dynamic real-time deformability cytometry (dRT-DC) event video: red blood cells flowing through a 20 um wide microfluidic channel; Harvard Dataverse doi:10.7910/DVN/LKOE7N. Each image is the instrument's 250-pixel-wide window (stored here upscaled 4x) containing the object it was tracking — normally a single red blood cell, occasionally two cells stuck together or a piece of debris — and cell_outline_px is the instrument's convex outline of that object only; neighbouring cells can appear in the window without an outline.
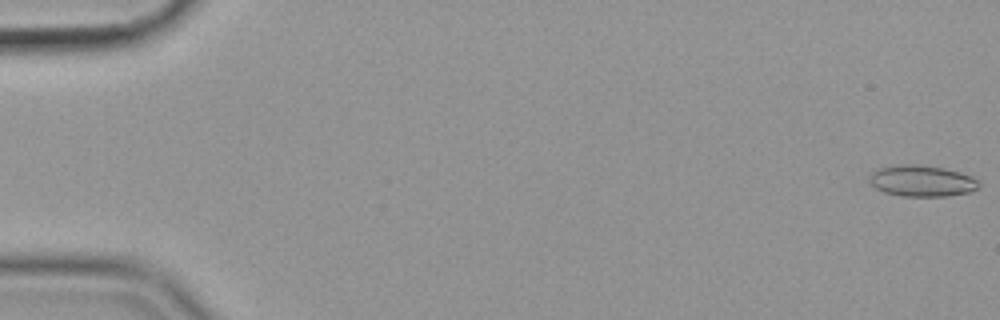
{"species": "common noctule bat (a hibernating species)", "species_latin": "Nyctalus noctula", "temperature_condition": "cold", "stored_images_in_passage": 57, "camera_frame_rate_fps": 3000, "um_per_image_px": 0.085, "animal": {"sex": "female", "body_mass_g": 19.9}, "frame": {"image": 1, "passage_image": 1, "time_ms": 0.0, "image_size_px": [1000, 320], "cell_outline_px": [[980, 184], [976, 188], [968, 192], [948, 196], [900, 196], [884, 192], [876, 188], [868, 180], [872, 172], [880, 168], [892, 164], [916, 164], [944, 168], [960, 172], [972, 176]], "centroid_in_image_um": [78.33, 15.37], "position_along_channel_um": 6.7, "area_um2": 19.94}}
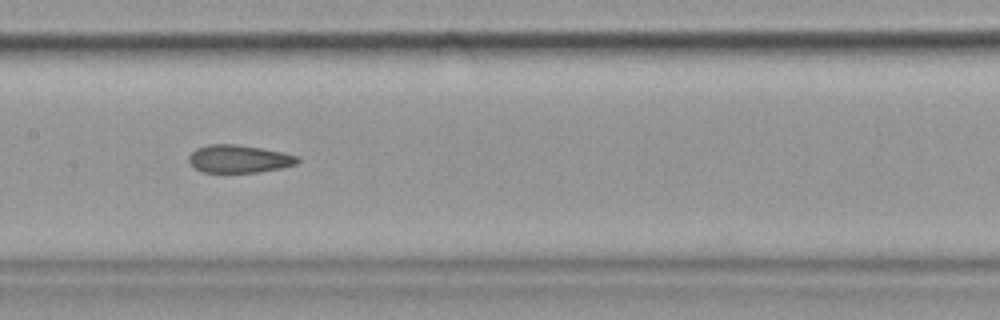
{"frame": {"image": 2, "passage_image": 29, "time_ms": 9.333, "image_size_px": [1000, 320], "cell_outline_px": [[300, 160], [296, 164], [280, 168], [260, 172], [200, 172], [188, 160], [188, 156], [196, 148], [208, 144], [236, 144], [260, 148], [280, 152], [296, 156]], "centroid_in_image_um": [20.27, 13.5], "position_along_channel_um": 187.1, "area_um2": 17.46}}
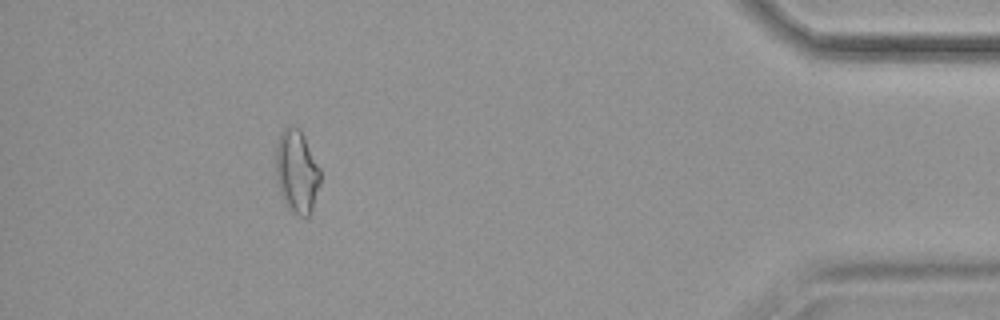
{"frame": {"image": 3, "passage_image": 52, "time_ms": 17.0, "image_size_px": [1000, 320], "cell_outline_px": [[320, 184], [312, 208], [308, 216], [300, 216], [284, 204], [276, 180], [276, 148], [280, 136], [284, 128], [300, 128], [320, 168]], "centroid_in_image_um": [25.23, 14.6], "position_along_channel_um": 410.0, "area_um2": 21.21}, "authors_computed_cell_mechanics": {"area_um2": 19.074, "velocity_mm_per_s": 3.5796, "shape_relaxation_time_tau1_ms": null, "shape_relaxation_time_tau2_ms": 2.6682, "deformation_change_tau1": null, "deformation_change_tau2": 0.0932}}